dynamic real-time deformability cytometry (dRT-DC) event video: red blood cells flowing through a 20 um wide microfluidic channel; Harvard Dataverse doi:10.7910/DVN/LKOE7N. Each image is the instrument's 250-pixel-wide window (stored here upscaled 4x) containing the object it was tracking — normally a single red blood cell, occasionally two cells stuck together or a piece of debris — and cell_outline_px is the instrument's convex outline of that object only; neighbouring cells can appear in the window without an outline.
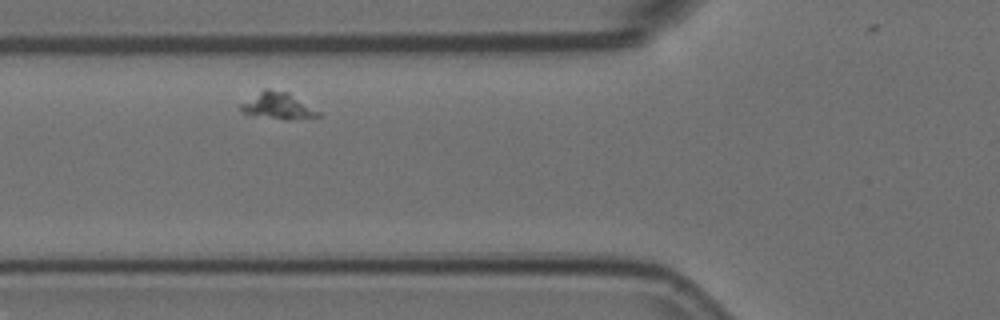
{"species": "Egyptian fruit bat (a non-hibernating species)", "species_latin": "Rousettus aegyptiacus", "temperature_condition": "room temperature", "stored_images_in_passage": 3, "camera_frame_rate_fps": 3000, "um_per_image_px": 0.085, "animal": {"sex": "female"}, "frame": {"image": 1, "passage_image": 2, "time_ms": 0.333, "image_size_px": [1000, 320], "cell_outline_px": [[320, 116], [292, 120], [284, 120], [248, 116], [240, 112], [240, 104], [264, 88], [268, 88], [288, 92], [320, 112]], "centroid_in_image_um": [23.56, 9.02], "position_along_channel_um": 102.2, "area_um2": 12.31}}
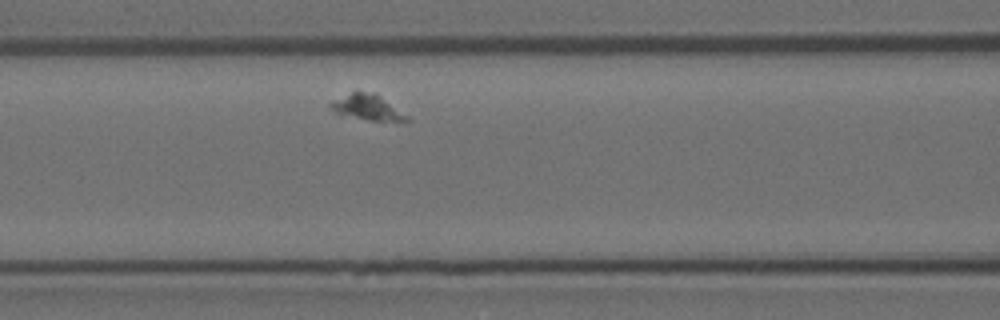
{"frame": {"image": 2, "passage_image": 3, "time_ms": 0.667, "image_size_px": [1000, 320], "cell_outline_px": [[412, 120], [368, 120], [336, 112], [328, 108], [328, 100], [352, 92], [376, 92], [408, 116]], "centroid_in_image_um": [31.16, 9.08], "position_along_channel_um": 135.4, "area_um2": 11.27}}